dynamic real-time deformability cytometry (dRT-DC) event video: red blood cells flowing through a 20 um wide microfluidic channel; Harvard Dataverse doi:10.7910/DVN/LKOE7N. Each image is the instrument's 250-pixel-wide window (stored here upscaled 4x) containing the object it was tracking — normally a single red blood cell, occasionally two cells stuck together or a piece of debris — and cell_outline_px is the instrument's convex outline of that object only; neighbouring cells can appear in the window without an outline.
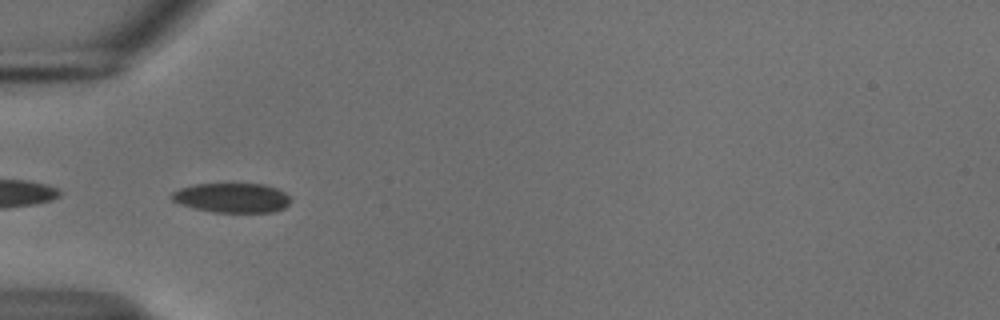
{"species": "common noctule bat (a hibernating species)", "species_latin": "Nyctalus noctula", "temperature_condition": "cold", "stored_images_in_passage": 25, "camera_frame_rate_fps": 3000, "um_per_image_px": 0.085, "animal": {"sex": "male", "body_mass_g": 18.8}, "frame": {"image": 1, "passage_image": 11, "time_ms": 3.333, "image_size_px": [1000, 320], "cell_outline_px": [[292, 200], [284, 208], [276, 212], [212, 212], [180, 204], [172, 200], [168, 196], [172, 192], [180, 188], [196, 184], [264, 184], [276, 188], [284, 192]], "centroid_in_image_um": [19.72, 16.81], "position_along_channel_um": 65.3, "area_um2": 20.52}}
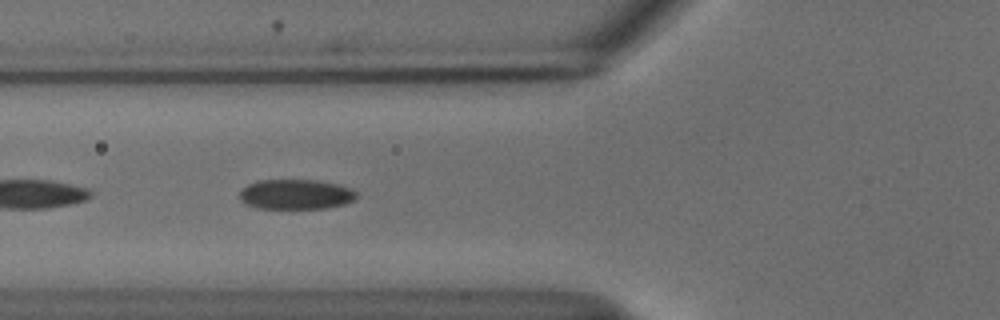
{"frame": {"image": 2, "passage_image": 14, "time_ms": 4.333, "image_size_px": [1000, 320], "cell_outline_px": [[356, 196], [352, 200], [344, 204], [324, 208], [256, 208], [244, 204], [240, 200], [240, 192], [248, 184], [260, 180], [316, 180], [340, 184], [352, 188], [356, 192]], "centroid_in_image_um": [25.14, 16.51], "position_along_channel_um": 100.7, "area_um2": 20.4}}
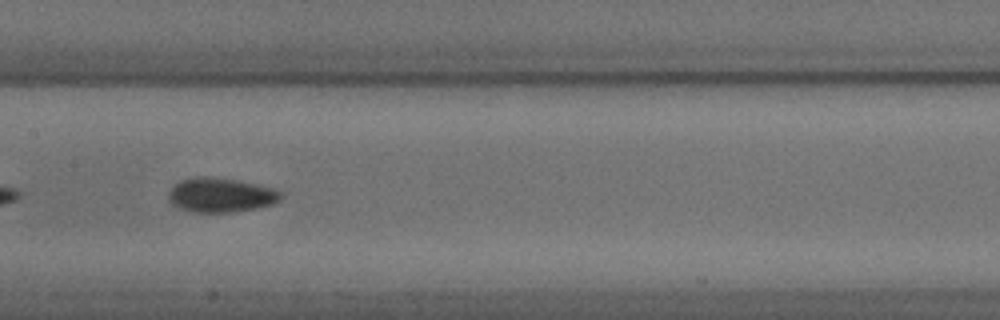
{"frame": {"image": 3, "passage_image": 21, "time_ms": 6.667, "image_size_px": [1000, 320], "cell_outline_px": [[284, 196], [280, 200], [272, 204], [256, 208], [232, 212], [196, 212], [180, 208], [172, 204], [168, 200], [168, 192], [180, 180], [196, 176], [208, 176], [240, 180], [276, 188]], "centroid_in_image_um": [18.79, 16.56], "position_along_channel_um": 188.6, "area_um2": 22.72}}